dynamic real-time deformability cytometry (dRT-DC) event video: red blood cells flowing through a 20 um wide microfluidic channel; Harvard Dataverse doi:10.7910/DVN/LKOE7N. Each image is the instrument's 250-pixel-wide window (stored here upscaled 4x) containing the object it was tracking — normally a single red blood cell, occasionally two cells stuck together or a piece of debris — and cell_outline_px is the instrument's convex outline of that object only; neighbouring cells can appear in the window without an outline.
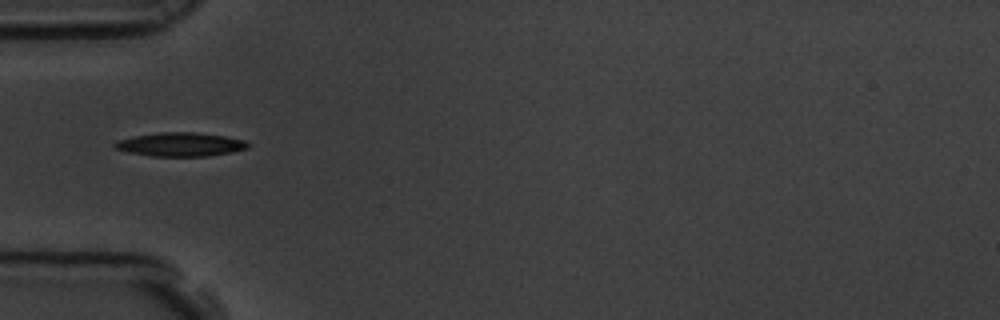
{"species": "common noctule bat (a hibernating species)", "species_latin": "Nyctalus noctula", "temperature_condition": "room temperature", "stored_images_in_passage": 41, "camera_frame_rate_fps": 3000, "um_per_image_px": 0.085, "animal": {"sex": "male", "body_mass_g": 19.5, "forearm_length_mm": 54.6}, "frame": {"image": 1, "passage_image": 1, "time_ms": 0.0, "image_size_px": [1000, 320], "cell_outline_px": [[252, 144], [248, 148], [208, 156], [152, 156], [128, 152], [116, 148], [112, 144], [116, 140], [132, 136], [160, 132], [196, 132], [224, 136], [244, 140]], "centroid_in_image_um": [15.31, 12.26], "position_along_channel_um": 69.7, "area_um2": 18.44}}
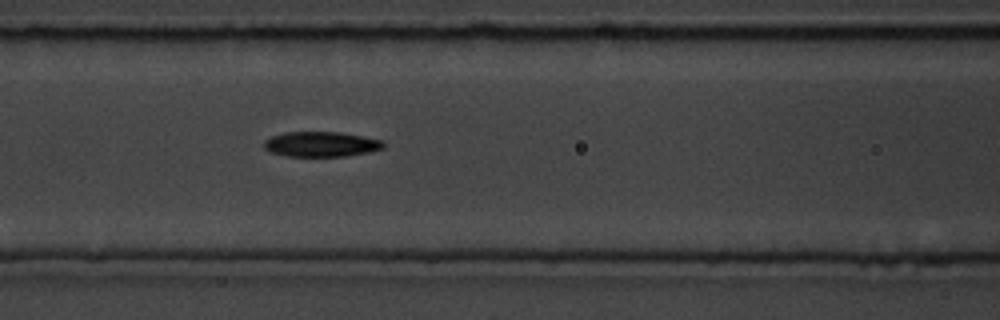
{"frame": {"image": 2, "passage_image": 7, "time_ms": 2.0, "image_size_px": [1000, 320], "cell_outline_px": [[384, 148], [368, 152], [344, 156], [288, 156], [272, 152], [264, 148], [264, 140], [272, 136], [284, 132], [340, 132], [384, 140]], "centroid_in_image_um": [27.3, 12.25], "position_along_channel_um": 139.3, "area_um2": 17.4}}
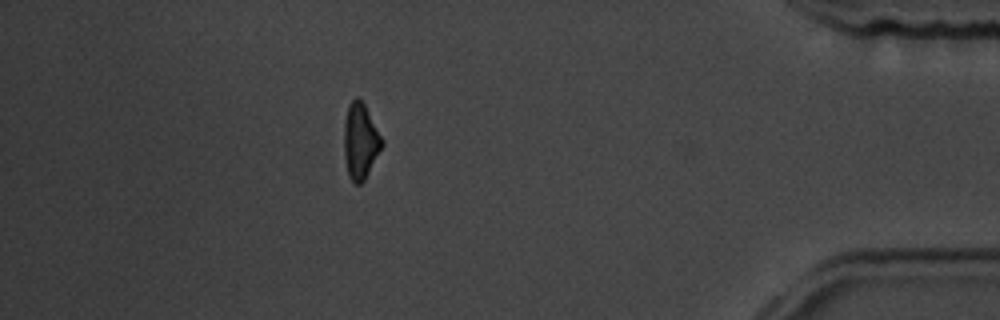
{"frame": {"image": 3, "passage_image": 34, "time_ms": 11.0, "image_size_px": [1000, 320], "cell_outline_px": [[384, 144], [364, 180], [360, 184], [352, 184], [348, 176], [344, 156], [344, 120], [348, 104], [356, 96], [364, 104], [384, 140]], "centroid_in_image_um": [30.62, 12.01], "position_along_channel_um": 404.6, "area_um2": 16.88}, "authors_computed_cell_mechanics": {"area_um2": 17.2244, "velocity_mm_per_s": 3.4548, "shape_relaxation_time_tau1_ms": 2.8964, "shape_relaxation_time_tau2_ms": null, "deformation_change_tau1": 0.1159, "deformation_change_tau2": null}}